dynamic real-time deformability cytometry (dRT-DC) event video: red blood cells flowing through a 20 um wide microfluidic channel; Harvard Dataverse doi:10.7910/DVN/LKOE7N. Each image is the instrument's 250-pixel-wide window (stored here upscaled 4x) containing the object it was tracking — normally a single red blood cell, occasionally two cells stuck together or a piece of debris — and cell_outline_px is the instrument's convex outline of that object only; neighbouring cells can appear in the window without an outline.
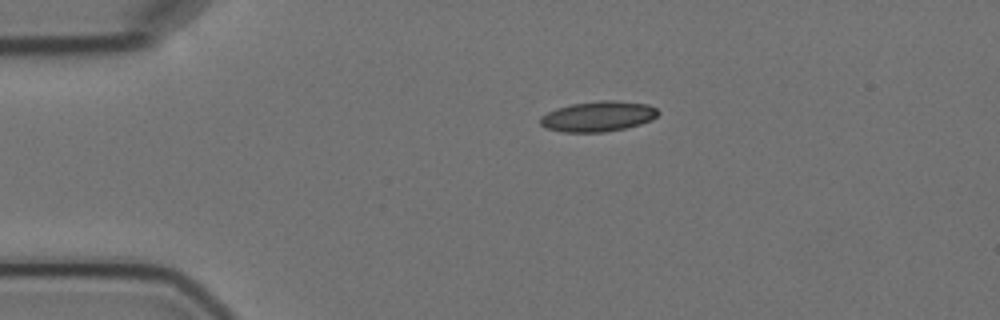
{"species": "Egyptian fruit bat (a non-hibernating species)", "species_latin": "Rousettus aegyptiacus", "temperature_condition": "cold", "stored_images_in_passage": 9, "camera_frame_rate_fps": 3000, "um_per_image_px": 0.085, "animal": {"sex": "female"}, "frame": {"image": 1, "passage_image": 1, "time_ms": 0.0, "image_size_px": [1000, 320], "cell_outline_px": [[660, 112], [652, 120], [640, 124], [624, 128], [604, 132], [564, 132], [548, 128], [540, 124], [540, 116], [556, 108], [572, 104], [600, 100], [616, 100], [648, 104], [656, 108]], "centroid_in_image_um": [50.85, 9.88], "position_along_channel_um": 34.1, "area_um2": 20.81}}
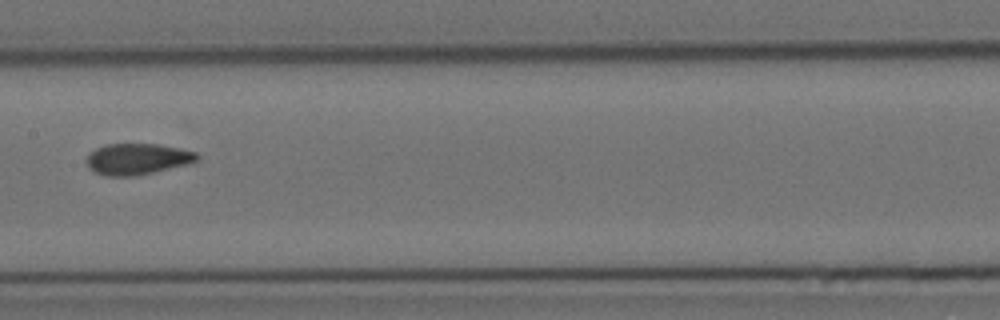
{"frame": {"image": 2, "passage_image": 6, "time_ms": 5.667, "image_size_px": [1000, 320], "cell_outline_px": [[200, 156], [196, 160], [188, 164], [136, 176], [108, 176], [96, 172], [88, 168], [88, 152], [104, 144], [156, 144], [180, 148], [196, 152]], "centroid_in_image_um": [11.67, 13.51], "position_along_channel_um": 195.7, "area_um2": 20.0}}
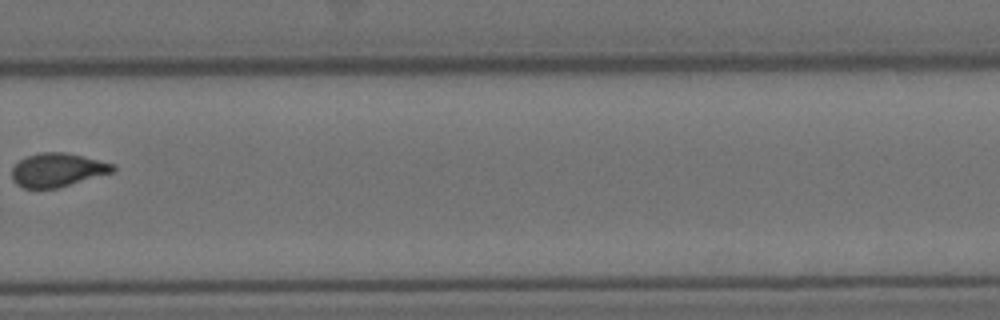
{"frame": {"image": 3, "passage_image": 9, "time_ms": 9.333, "image_size_px": [1000, 320], "cell_outline_px": [[116, 172], [56, 188], [24, 188], [16, 184], [12, 180], [12, 168], [20, 160], [28, 156], [40, 152], [64, 152], [116, 164]], "centroid_in_image_um": [4.92, 14.45], "position_along_channel_um": 324.9, "area_um2": 19.83}}